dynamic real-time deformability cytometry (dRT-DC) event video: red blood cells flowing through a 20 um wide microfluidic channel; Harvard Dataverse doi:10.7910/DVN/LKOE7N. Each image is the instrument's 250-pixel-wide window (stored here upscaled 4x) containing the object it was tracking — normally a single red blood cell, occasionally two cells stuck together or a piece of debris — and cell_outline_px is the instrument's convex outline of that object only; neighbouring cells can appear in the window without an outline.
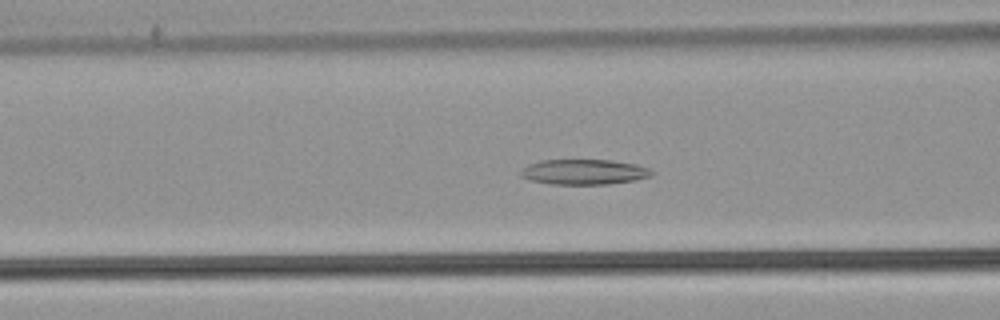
{"species": "common noctule bat (a hibernating species)", "species_latin": "Nyctalus noctula", "temperature_condition": "warm", "stored_images_in_passage": 44, "camera_frame_rate_fps": 3000, "um_per_image_px": 0.085, "animal": {"sex": "male", "body_mass_g": 21.5, "forearm_length_mm": 52.0}, "frame": {"image": 1, "passage_image": 12, "time_ms": 3.667, "image_size_px": [1000, 320], "cell_outline_px": [[656, 172], [652, 176], [636, 180], [608, 184], [548, 184], [532, 180], [520, 176], [520, 172], [528, 164], [540, 160], [612, 160], [636, 164], [648, 168]], "centroid_in_image_um": [49.67, 14.61], "position_along_channel_um": 116.9, "area_um2": 19.36}}
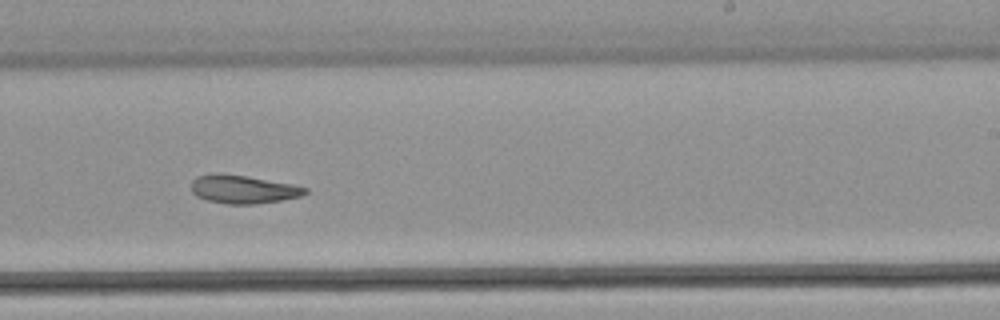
{"frame": {"image": 2, "passage_image": 24, "time_ms": 7.667, "image_size_px": [1000, 320], "cell_outline_px": [[308, 192], [304, 196], [284, 200], [256, 204], [228, 204], [208, 200], [196, 196], [192, 192], [192, 180], [196, 176], [244, 176], [292, 184], [308, 188]], "centroid_in_image_um": [20.76, 16.14], "position_along_channel_um": 268.2, "area_um2": 18.21}}
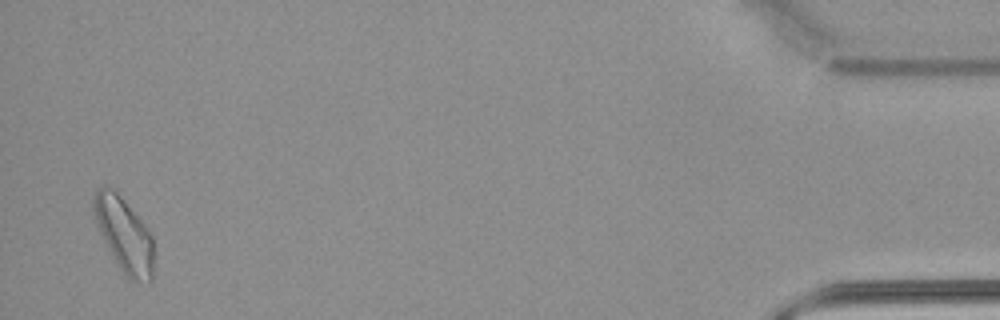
{"frame": {"image": 3, "passage_image": 43, "time_ms": 14.0, "image_size_px": [1000, 320], "cell_outline_px": [[152, 280], [128, 280], [116, 264], [96, 224], [92, 212], [92, 200], [96, 192], [104, 184], [112, 188], [120, 196], [148, 228], [152, 236]], "centroid_in_image_um": [10.51, 19.92], "position_along_channel_um": 424.7, "area_um2": 25.72}, "authors_computed_cell_mechanics": {"area_um2": 20.1433, "velocity_mm_per_s": 3.7976, "shape_relaxation_time_tau1_ms": null, "shape_relaxation_time_tau2_ms": 6.1265, "deformation_change_tau1": null, "deformation_change_tau2": 0.1371}}